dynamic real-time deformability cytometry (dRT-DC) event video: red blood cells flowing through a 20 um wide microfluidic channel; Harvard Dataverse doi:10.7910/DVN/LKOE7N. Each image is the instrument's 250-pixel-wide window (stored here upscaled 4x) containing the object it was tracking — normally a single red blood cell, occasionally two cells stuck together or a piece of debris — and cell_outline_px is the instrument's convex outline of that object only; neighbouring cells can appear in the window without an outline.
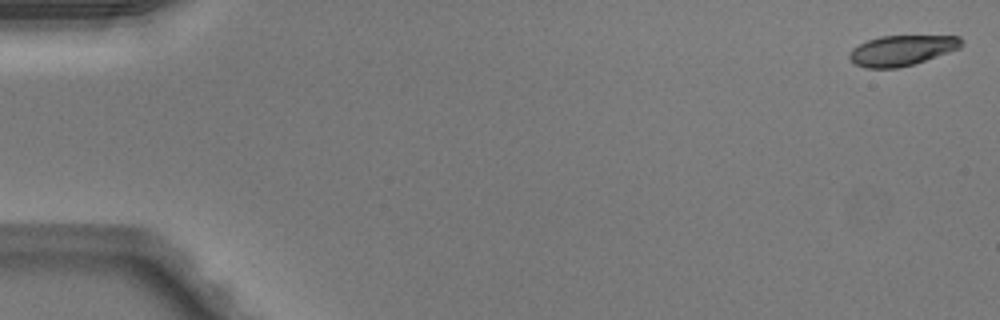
{"species": "Egyptian fruit bat (a non-hibernating species)", "species_latin": "Rousettus aegyptiacus", "temperature_condition": "warm", "stored_images_in_passage": 13, "camera_frame_rate_fps": 3000, "um_per_image_px": 0.085, "animal": {"sex": "male"}, "frame": {"image": 1, "passage_image": 1, "time_ms": 0.0, "image_size_px": [1000, 320], "cell_outline_px": [[964, 44], [960, 48], [912, 64], [896, 68], [864, 68], [856, 64], [848, 56], [852, 48], [868, 40], [880, 36], [960, 36], [964, 40]], "centroid_in_image_um": [76.66, 4.27], "position_along_channel_um": 8.3, "area_um2": 19.59}}